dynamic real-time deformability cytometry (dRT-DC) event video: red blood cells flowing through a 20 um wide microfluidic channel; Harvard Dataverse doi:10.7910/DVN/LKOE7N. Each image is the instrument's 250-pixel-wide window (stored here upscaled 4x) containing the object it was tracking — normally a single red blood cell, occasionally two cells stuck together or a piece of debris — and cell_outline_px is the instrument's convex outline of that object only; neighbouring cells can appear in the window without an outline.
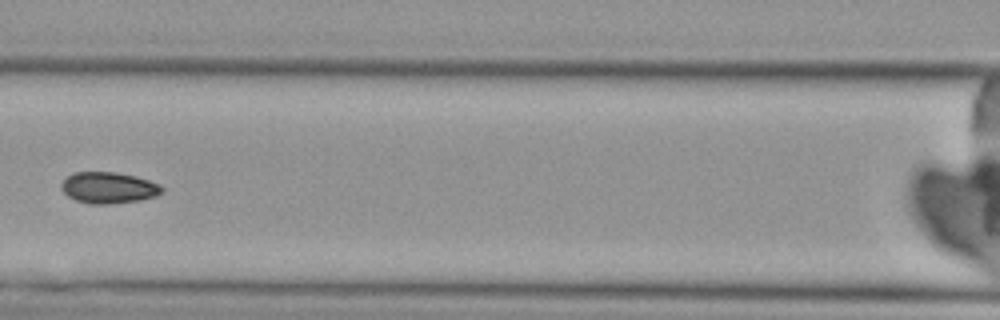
{"species": "Egyptian fruit bat (a non-hibernating species)", "species_latin": "Rousettus aegyptiacus", "temperature_condition": "cold", "stored_images_in_passage": 7, "camera_frame_rate_fps": 3000, "um_per_image_px": 0.085, "animal": {"sex": "female"}, "frame": {"image": 1, "passage_image": 6, "time_ms": 7.0, "image_size_px": [1000, 320], "cell_outline_px": [[164, 192], [156, 196], [140, 200], [108, 204], [88, 204], [76, 200], [68, 196], [60, 188], [60, 184], [68, 176], [76, 172], [116, 172], [136, 176], [160, 184], [164, 188]], "centroid_in_image_um": [9.25, 15.96], "position_along_channel_um": 157.4, "area_um2": 18.44}}
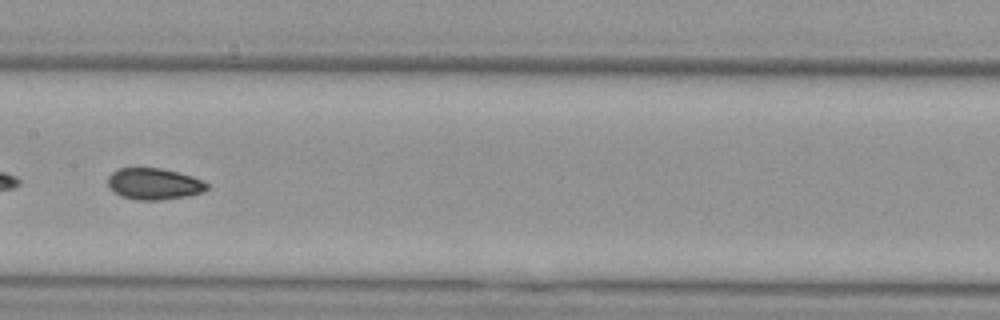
{"frame": {"image": 2, "passage_image": 7, "time_ms": 8.0, "image_size_px": [1000, 320], "cell_outline_px": [[208, 188], [204, 192], [188, 196], [160, 200], [136, 200], [120, 196], [108, 188], [108, 176], [112, 172], [120, 168], [160, 168], [192, 176], [204, 180], [208, 184]], "centroid_in_image_um": [13.09, 15.64], "position_along_channel_um": 194.3, "area_um2": 18.32}}